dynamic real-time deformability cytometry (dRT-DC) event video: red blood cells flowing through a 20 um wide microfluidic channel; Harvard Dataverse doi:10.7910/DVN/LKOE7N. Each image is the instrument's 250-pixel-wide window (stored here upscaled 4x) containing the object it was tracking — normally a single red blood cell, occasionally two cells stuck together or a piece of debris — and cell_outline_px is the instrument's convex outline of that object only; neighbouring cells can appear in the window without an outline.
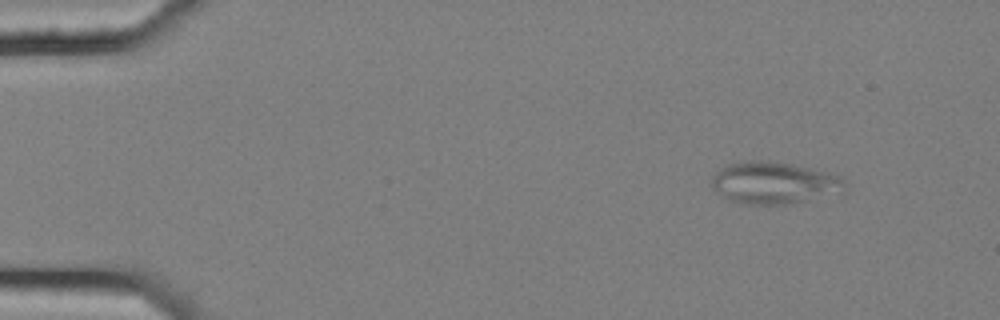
{"species": "common noctule bat (a hibernating species)", "species_latin": "Nyctalus noctula", "temperature_condition": "cold", "stored_images_in_passage": 4, "camera_frame_rate_fps": 3000, "um_per_image_px": 0.085, "animal": {"sex": "female", "body_mass_g": 25.1}, "frame": {"image": 1, "passage_image": 1, "time_ms": 0.0, "image_size_px": [1000, 320], "cell_outline_px": [[848, 188], [844, 192], [788, 204], [744, 204], [728, 200], [712, 188], [708, 184], [712, 176], [720, 168], [728, 164], [752, 160], [760, 160], [788, 164], [808, 168], [840, 176], [848, 184]], "centroid_in_image_um": [65.77, 15.56], "position_along_channel_um": 19.2, "area_um2": 32.6}}
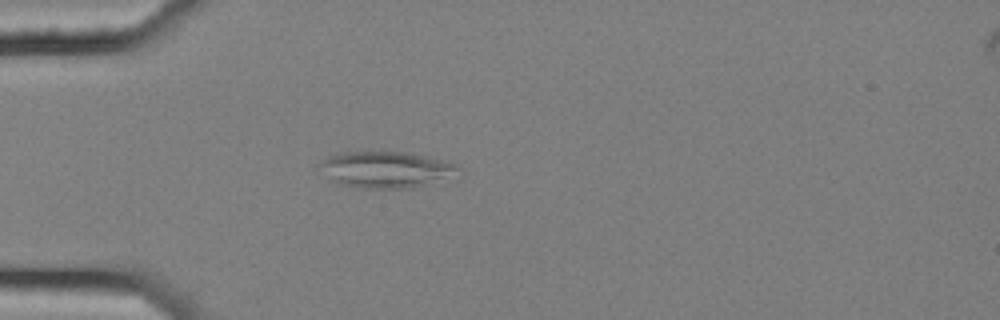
{"frame": {"image": 2, "passage_image": 4, "time_ms": 1.0, "image_size_px": [1000, 320], "cell_outline_px": [[464, 168], [424, 184], [412, 188], [352, 188], [340, 184], [316, 164], [328, 156], [344, 152], [408, 152], [440, 160]], "centroid_in_image_um": [32.7, 14.4], "position_along_channel_um": 52.3, "area_um2": 28.32}}